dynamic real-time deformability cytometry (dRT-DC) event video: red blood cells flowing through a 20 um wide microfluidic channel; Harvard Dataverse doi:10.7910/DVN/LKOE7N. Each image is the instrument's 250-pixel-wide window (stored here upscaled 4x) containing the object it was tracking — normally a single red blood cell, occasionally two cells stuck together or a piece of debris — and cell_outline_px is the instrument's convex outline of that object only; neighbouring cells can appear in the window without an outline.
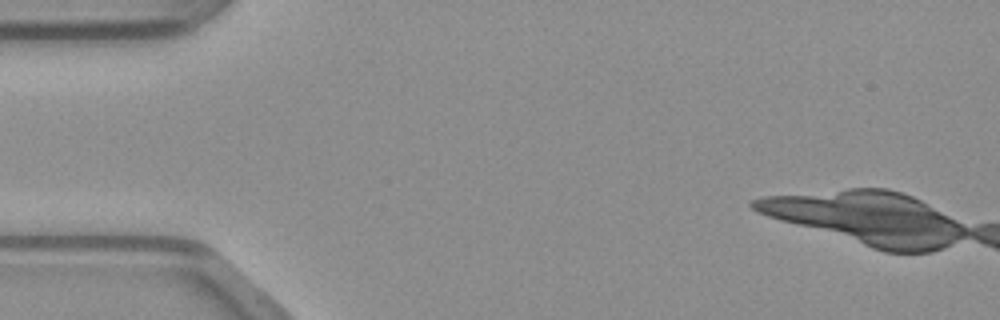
{"species": "common noctule bat (a hibernating species)", "species_latin": "Nyctalus noctula", "temperature_condition": "warm", "stored_images_in_passage": 1, "camera_frame_rate_fps": 3000, "um_per_image_px": 0.085, "animal": {"sex": "male", "body_mass_g": 23.1, "forearm_length_mm": 52.7}, "frame": {"image": 1, "passage_image": 1, "time_ms": 0.0, "image_size_px": [1000, 320], "cell_outline_px": [[224, 288], [28, 264], [180, 264], [200, 268], [216, 276], [220, 280]], "centroid_in_image_um": [12.81, 23.15], "position_along_channel_um": 72.2, "area_um2": 14.8}}